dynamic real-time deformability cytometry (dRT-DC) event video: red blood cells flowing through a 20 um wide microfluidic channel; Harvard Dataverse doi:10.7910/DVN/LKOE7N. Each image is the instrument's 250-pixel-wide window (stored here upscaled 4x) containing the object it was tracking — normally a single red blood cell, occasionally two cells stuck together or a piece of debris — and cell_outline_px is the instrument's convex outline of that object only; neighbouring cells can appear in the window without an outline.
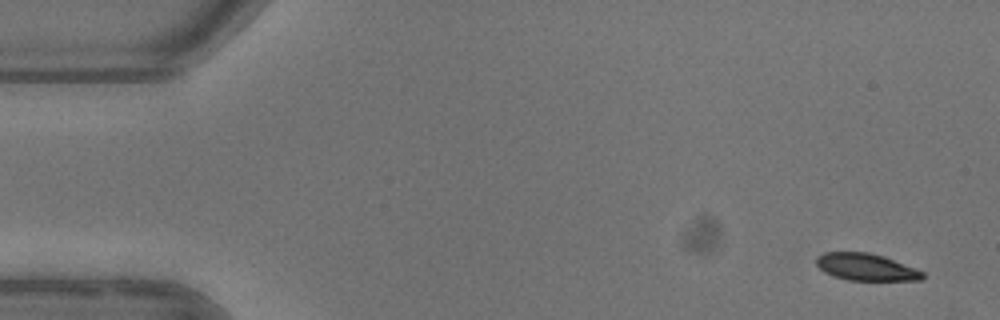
{"species": "common noctule bat (a hibernating species)", "species_latin": "Nyctalus noctula", "temperature_condition": "warm", "stored_images_in_passage": 5, "camera_frame_rate_fps": 3000, "um_per_image_px": 0.085, "animal": {"sex": "female"}, "frame": {"image": 1, "passage_image": 1, "time_ms": 0.0, "image_size_px": [1000, 320], "cell_outline_px": [[924, 280], [848, 280], [832, 276], [824, 272], [816, 264], [816, 256], [824, 252], [868, 252], [884, 256], [916, 268], [924, 272]], "centroid_in_image_um": [73.61, 22.69], "position_along_channel_um": 11.4, "area_um2": 16.88}}
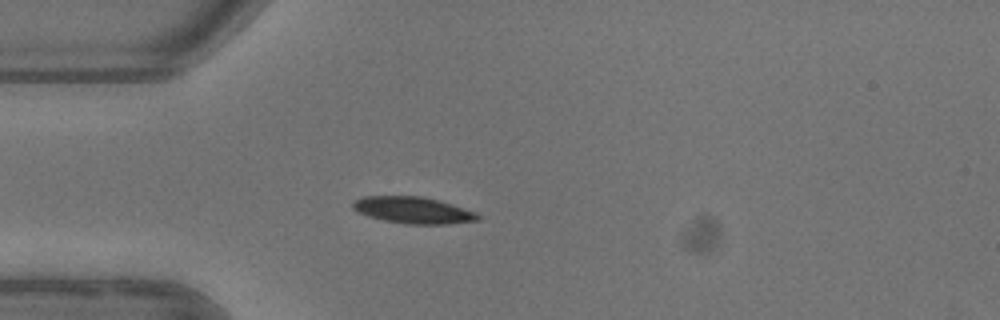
{"frame": {"image": 2, "passage_image": 4, "time_ms": 4.0, "image_size_px": [1000, 320], "cell_outline_px": [[480, 220], [448, 224], [404, 224], [384, 220], [368, 216], [356, 212], [352, 208], [352, 204], [356, 200], [364, 196], [420, 196], [436, 200], [476, 212], [480, 216]], "centroid_in_image_um": [35.09, 17.87], "position_along_channel_um": 49.9, "area_um2": 19.25}}